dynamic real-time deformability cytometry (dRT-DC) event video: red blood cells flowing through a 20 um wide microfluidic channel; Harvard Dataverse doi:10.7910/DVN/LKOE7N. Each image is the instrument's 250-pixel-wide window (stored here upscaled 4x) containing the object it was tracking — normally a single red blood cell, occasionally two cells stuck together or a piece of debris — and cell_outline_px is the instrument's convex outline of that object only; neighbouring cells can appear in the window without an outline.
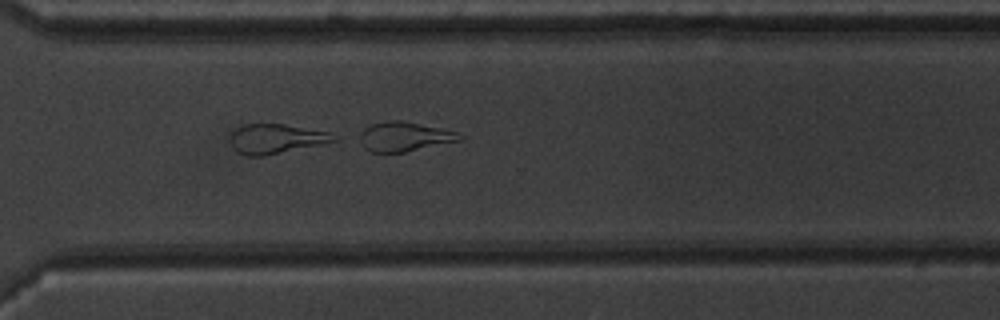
{"species": "common noctule bat (a hibernating species)", "species_latin": "Nyctalus noctula", "temperature_condition": "warm", "stored_images_in_passage": 46, "camera_frame_rate_fps": 3000, "um_per_image_px": 0.085, "animal": {"sex": "male", "body_mass_g": 20.1, "forearm_length_mm": 53.5}, "frame": {"image": 1, "passage_image": 33, "time_ms": 10.667, "image_size_px": [1000, 320], "cell_outline_px": [[336, 140], [264, 156], [248, 156], [236, 152], [232, 148], [228, 140], [232, 132], [236, 128], [244, 124], [284, 124], [328, 132], [336, 136]], "centroid_in_image_um": [23.35, 11.79], "position_along_channel_um": 347.2, "area_um2": 17.63}}